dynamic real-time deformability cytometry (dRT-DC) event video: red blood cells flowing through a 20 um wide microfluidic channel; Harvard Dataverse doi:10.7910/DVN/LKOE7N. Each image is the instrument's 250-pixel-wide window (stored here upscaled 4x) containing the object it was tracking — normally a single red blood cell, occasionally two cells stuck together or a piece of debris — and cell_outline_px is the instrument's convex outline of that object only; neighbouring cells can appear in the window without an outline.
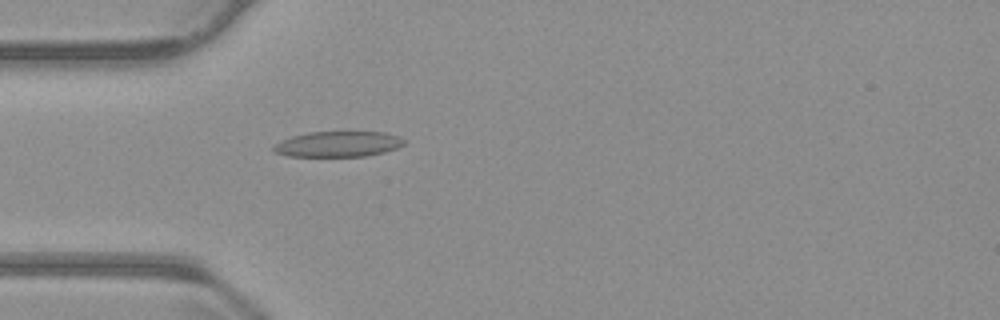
{"species": "common noctule bat (a hibernating species)", "species_latin": "Nyctalus noctula", "temperature_condition": "warm", "stored_images_in_passage": 54, "camera_frame_rate_fps": 3000, "um_per_image_px": 0.085, "animal": {"sex": "male", "body_mass_g": 23.1, "forearm_length_mm": 52.7}, "frame": {"image": 1, "passage_image": 16, "time_ms": 5.0, "image_size_px": [1000, 320], "cell_outline_px": [[404, 144], [396, 148], [384, 152], [364, 156], [288, 156], [272, 152], [272, 148], [280, 140], [292, 136], [308, 132], [384, 132], [400, 136], [404, 140]], "centroid_in_image_um": [28.71, 12.24], "position_along_channel_um": 56.3, "area_um2": 19.42}}
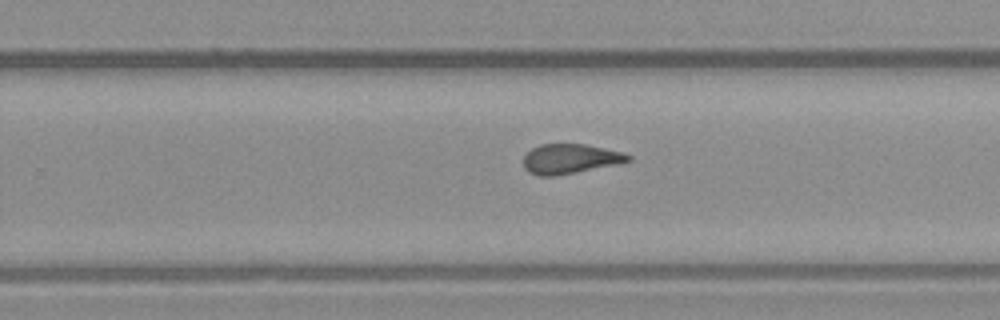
{"frame": {"image": 2, "passage_image": 34, "time_ms": 11.0, "image_size_px": [1000, 320], "cell_outline_px": [[632, 160], [616, 164], [556, 176], [540, 176], [528, 172], [524, 168], [524, 156], [532, 148], [540, 144], [584, 144], [624, 152], [632, 156]], "centroid_in_image_um": [48.46, 13.5], "position_along_channel_um": 281.3, "area_um2": 18.09}}
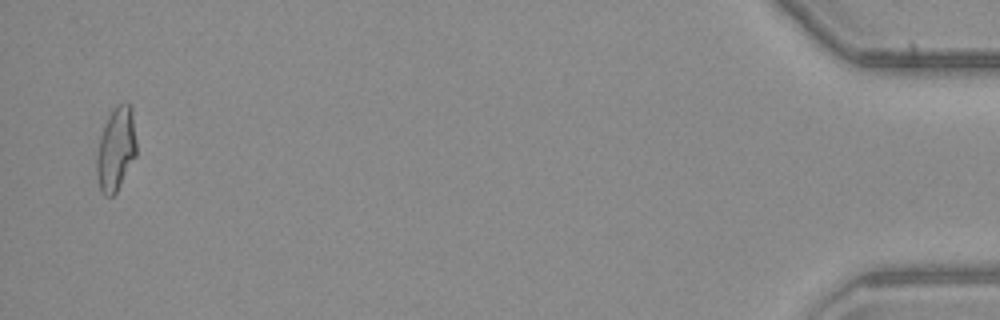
{"frame": {"image": 3, "passage_image": 53, "time_ms": 17.333, "image_size_px": [1000, 320], "cell_outline_px": [[136, 156], [116, 192], [112, 196], [104, 196], [100, 192], [96, 176], [96, 156], [100, 136], [104, 124], [112, 108], [116, 104], [128, 104], [132, 108], [136, 140]], "centroid_in_image_um": [9.84, 12.68], "position_along_channel_um": 425.4, "area_um2": 19.59}, "authors_computed_cell_mechanics": {"area_um2": 19.1896, "velocity_mm_per_s": 3.801, "shape_relaxation_time_tau1_ms": null, "shape_relaxation_time_tau2_ms": 2.0269, "deformation_change_tau1": null, "deformation_change_tau2": 0.1049}}